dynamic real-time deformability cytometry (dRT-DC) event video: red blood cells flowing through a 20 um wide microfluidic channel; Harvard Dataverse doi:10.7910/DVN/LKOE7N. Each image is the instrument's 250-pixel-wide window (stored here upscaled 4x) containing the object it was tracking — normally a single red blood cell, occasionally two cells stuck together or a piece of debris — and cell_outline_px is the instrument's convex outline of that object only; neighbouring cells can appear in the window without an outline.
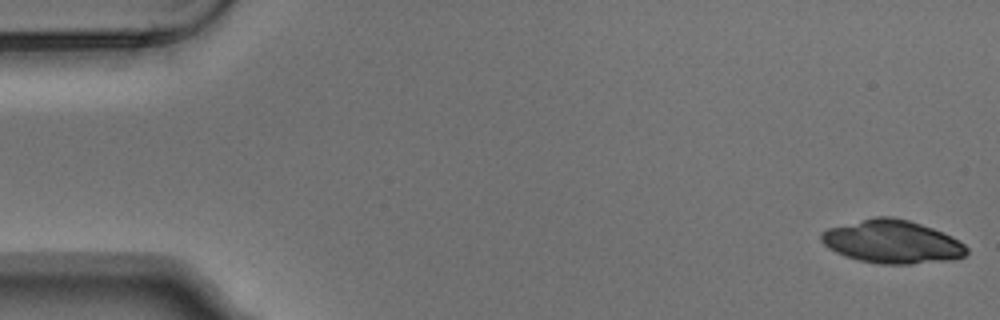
{"species": "Egyptian fruit bat (a non-hibernating species)", "species_latin": "Rousettus aegyptiacus", "temperature_condition": "warm", "stored_images_in_passage": 4, "camera_frame_rate_fps": 3000, "um_per_image_px": 0.085, "animal": {"sex": "male"}, "frame": {"image": 1, "passage_image": 1, "time_ms": 0.0, "image_size_px": [1000, 320], "cell_outline_px": [[968, 252], [964, 256], [952, 260], [912, 264], [880, 264], [860, 260], [844, 256], [828, 248], [820, 240], [820, 232], [828, 228], [876, 216], [888, 216], [908, 220], [932, 228], [952, 236], [964, 244], [968, 248]], "centroid_in_image_um": [75.83, 20.56], "position_along_channel_um": 9.2, "area_um2": 36.59}}